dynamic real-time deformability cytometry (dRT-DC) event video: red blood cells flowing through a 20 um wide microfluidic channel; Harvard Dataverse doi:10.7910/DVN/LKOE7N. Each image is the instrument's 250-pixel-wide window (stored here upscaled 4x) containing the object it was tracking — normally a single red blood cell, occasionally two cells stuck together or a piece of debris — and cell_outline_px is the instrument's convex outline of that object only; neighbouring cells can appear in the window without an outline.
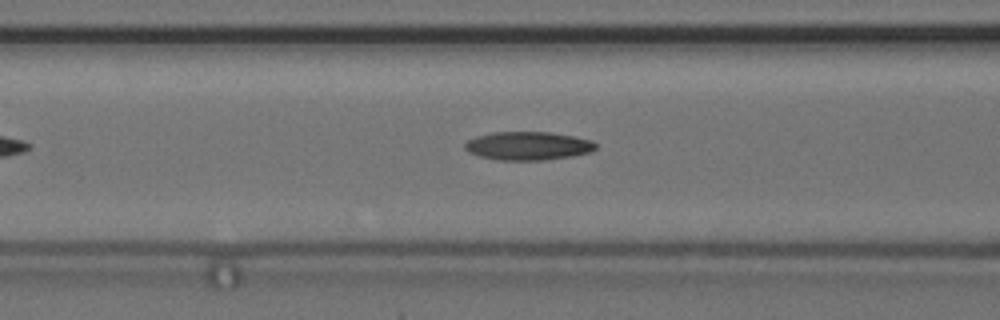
{"species": "common noctule bat (a hibernating species)", "species_latin": "Nyctalus noctula", "temperature_condition": "cold", "stored_images_in_passage": 30, "camera_frame_rate_fps": 3000, "um_per_image_px": 0.085, "animal": {"sex": "female", "body_mass_g": 24.6, "forearm_length_mm": 56.2}, "frame": {"image": 1, "passage_image": 7, "time_ms": 2.0, "image_size_px": [1000, 320], "cell_outline_px": [[596, 148], [592, 152], [572, 156], [544, 160], [496, 160], [480, 156], [468, 152], [464, 148], [464, 144], [468, 140], [476, 136], [492, 132], [548, 132], [572, 136], [592, 140], [596, 144]], "centroid_in_image_um": [44.87, 12.4], "position_along_channel_um": 121.7, "area_um2": 21.73}}